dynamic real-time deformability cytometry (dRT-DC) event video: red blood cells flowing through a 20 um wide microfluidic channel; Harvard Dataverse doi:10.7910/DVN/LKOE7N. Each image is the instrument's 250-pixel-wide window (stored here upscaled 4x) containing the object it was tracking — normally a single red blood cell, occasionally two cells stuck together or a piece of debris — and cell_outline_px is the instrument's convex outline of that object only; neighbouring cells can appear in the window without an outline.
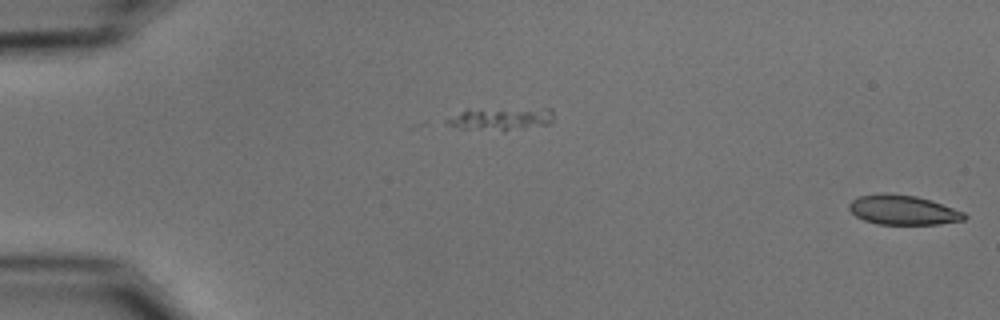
{"species": "common noctule bat (a hibernating species)", "species_latin": "Nyctalus noctula", "temperature_condition": "cold", "stored_images_in_passage": 11, "segment_of_instrument_passage": [2, 2], "camera_frame_rate_fps": 3000, "um_per_image_px": 0.085, "animal": {"sex": "male", "body_mass_g": 15.6}, "frame": {"image": 1, "passage_image": 11, "time_ms": 3.333, "image_size_px": [1000, 320], "cell_outline_px": [[968, 216], [964, 220], [940, 224], [876, 224], [864, 220], [856, 216], [848, 208], [848, 204], [852, 200], [860, 196], [884, 192], [916, 196], [964, 212]], "centroid_in_image_um": [76.72, 17.85], "position_along_channel_um": 8.3, "area_um2": 19.77}}